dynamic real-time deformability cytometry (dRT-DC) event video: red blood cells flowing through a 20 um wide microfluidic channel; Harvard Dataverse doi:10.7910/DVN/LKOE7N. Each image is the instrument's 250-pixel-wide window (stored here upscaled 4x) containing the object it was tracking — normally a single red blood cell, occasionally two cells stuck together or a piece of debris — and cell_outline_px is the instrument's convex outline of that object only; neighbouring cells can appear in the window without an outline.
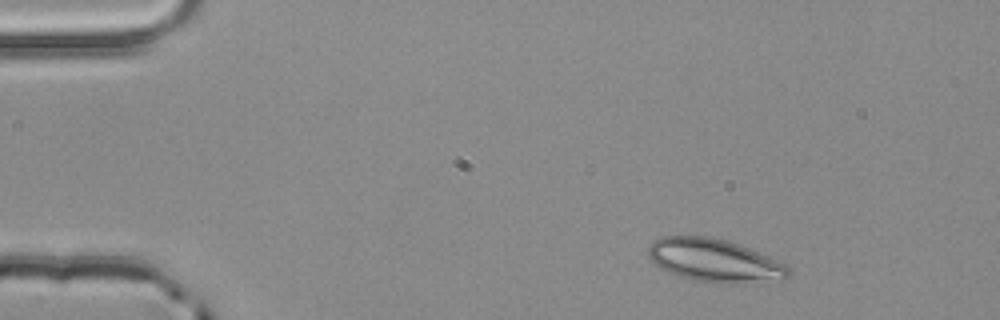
{"species": "common noctule bat (a hibernating species)", "species_latin": "Nyctalus noctula", "temperature_condition": "room temperature", "stored_images_in_passage": 3, "camera_frame_rate_fps": 3000, "um_per_image_px": 0.085, "animal": {"sex": "male", "body_mass_g": 20.4}, "frame": {"image": 1, "passage_image": 1, "time_ms": 0.0, "image_size_px": [1000, 320], "cell_outline_px": [[788, 280], [764, 284], [720, 284], [692, 280], [668, 272], [660, 268], [648, 256], [648, 248], [660, 236], [708, 236], [724, 240], [748, 248], [768, 256], [784, 264], [788, 268]], "centroid_in_image_um": [60.79, 22.19], "position_along_channel_um": 24.2, "area_um2": 35.6}}